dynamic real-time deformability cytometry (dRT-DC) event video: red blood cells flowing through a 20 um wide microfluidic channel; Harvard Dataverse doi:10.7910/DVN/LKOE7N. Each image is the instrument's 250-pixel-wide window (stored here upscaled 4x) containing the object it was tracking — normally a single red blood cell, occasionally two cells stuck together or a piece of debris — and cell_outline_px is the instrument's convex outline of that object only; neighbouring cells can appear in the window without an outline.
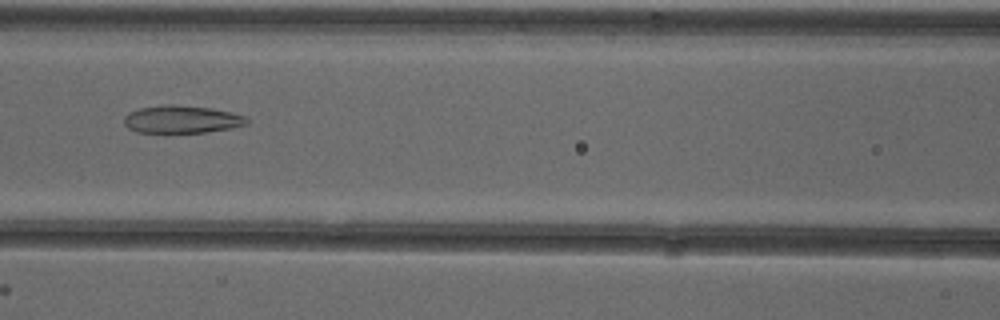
{"species": "common noctule bat (a hibernating species)", "species_latin": "Nyctalus noctula", "temperature_condition": "cold", "stored_images_in_passage": 48, "camera_frame_rate_fps": 3000, "um_per_image_px": 0.085, "animal": {"sex": "female"}, "frame": {"image": 1, "passage_image": 19, "time_ms": 6.0, "image_size_px": [1000, 320], "cell_outline_px": [[248, 124], [232, 128], [204, 132], [136, 132], [128, 128], [124, 124], [124, 116], [128, 112], [140, 108], [168, 104], [172, 104], [208, 108], [232, 112], [244, 116], [248, 120]], "centroid_in_image_um": [15.43, 10.14], "position_along_channel_um": 151.2, "area_um2": 19.65}}
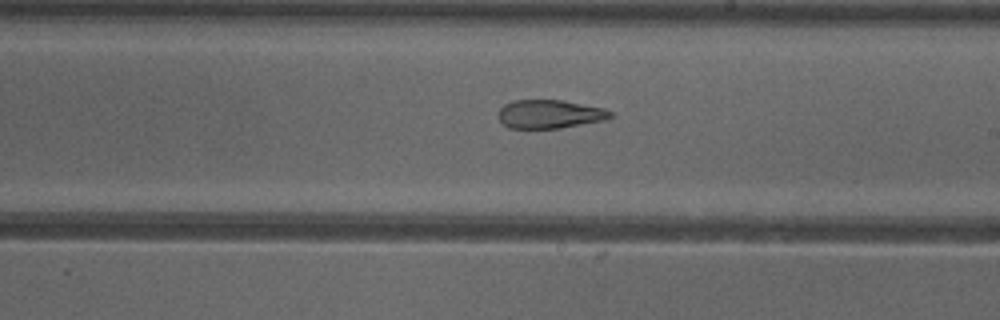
{"frame": {"image": 2, "passage_image": 26, "time_ms": 8.333, "image_size_px": [1000, 320], "cell_outline_px": [[612, 116], [604, 120], [560, 128], [508, 128], [496, 116], [500, 108], [504, 104], [512, 100], [564, 100], [604, 108], [612, 112]], "centroid_in_image_um": [46.69, 9.69], "position_along_channel_um": 242.3, "area_um2": 18.73}}
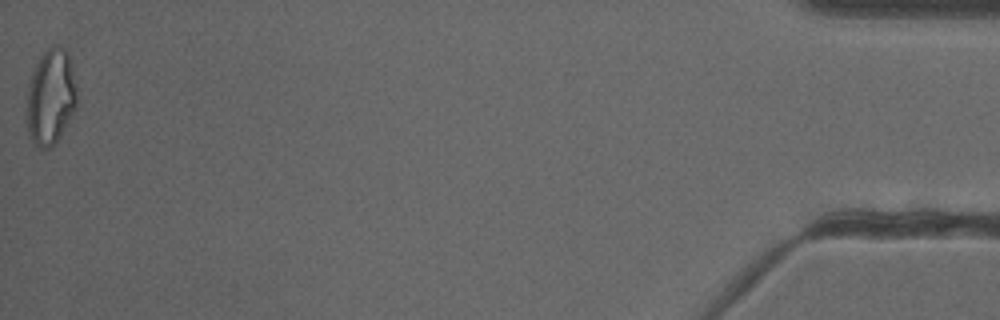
{"frame": {"image": 3, "passage_image": 48, "time_ms": 15.667, "image_size_px": [1000, 320], "cell_outline_px": [[80, 104], [60, 136], [52, 148], [40, 148], [28, 136], [24, 124], [28, 88], [36, 64], [40, 56], [52, 44], [60, 44], [68, 52], [76, 84]], "centroid_in_image_um": [4.32, 8.27], "position_along_channel_um": 430.9, "area_um2": 28.96}, "authors_computed_cell_mechanics": {"area_um2": 23.0333, "velocity_mm_per_s": 3.9205, "shape_relaxation_time_tau1_ms": null, "shape_relaxation_time_tau2_ms": 2.6794, "deformation_change_tau1": null, "deformation_change_tau2": 0.1127}}